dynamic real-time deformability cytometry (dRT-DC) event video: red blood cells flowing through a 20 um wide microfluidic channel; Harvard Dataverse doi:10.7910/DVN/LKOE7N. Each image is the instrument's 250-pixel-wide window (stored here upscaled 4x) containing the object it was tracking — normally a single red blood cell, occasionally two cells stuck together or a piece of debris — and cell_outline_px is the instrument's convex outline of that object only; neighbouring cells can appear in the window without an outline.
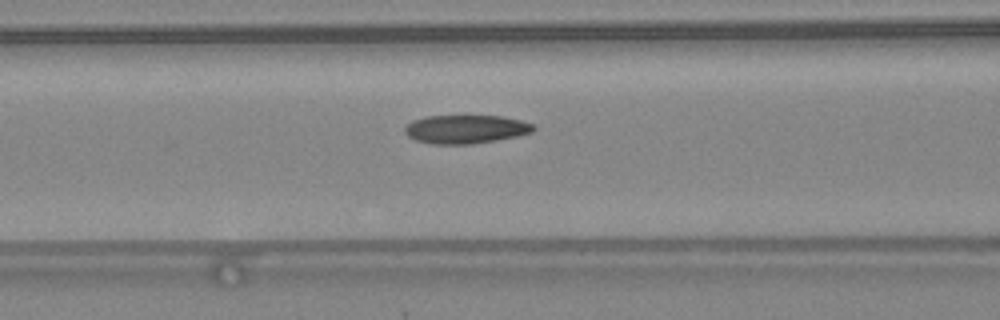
{"species": "common noctule bat (a hibernating species)", "species_latin": "Nyctalus noctula", "temperature_condition": "warm", "stored_images_in_passage": 32, "camera_frame_rate_fps": 3000, "um_per_image_px": 0.085, "animal": {"sex": "female", "body_mass_g": 24.6, "forearm_length_mm": 56.2}, "frame": {"image": 1, "passage_image": 5, "time_ms": 1.333, "image_size_px": [1000, 320], "cell_outline_px": [[536, 128], [532, 132], [516, 136], [496, 140], [472, 144], [432, 144], [416, 140], [408, 136], [404, 132], [404, 128], [412, 120], [424, 116], [500, 116], [520, 120], [532, 124]], "centroid_in_image_um": [39.55, 10.98], "position_along_channel_um": 127.0, "area_um2": 21.33}, "authors_computed_cell_mechanics": {"area_um2": 21.6461, "velocity_mm_per_s": 4.3725, "shape_relaxation_time_tau1_ms": null, "shape_relaxation_time_tau2_ms": 2.8484, "deformation_change_tau1": null, "deformation_change_tau2": 0.0798}}